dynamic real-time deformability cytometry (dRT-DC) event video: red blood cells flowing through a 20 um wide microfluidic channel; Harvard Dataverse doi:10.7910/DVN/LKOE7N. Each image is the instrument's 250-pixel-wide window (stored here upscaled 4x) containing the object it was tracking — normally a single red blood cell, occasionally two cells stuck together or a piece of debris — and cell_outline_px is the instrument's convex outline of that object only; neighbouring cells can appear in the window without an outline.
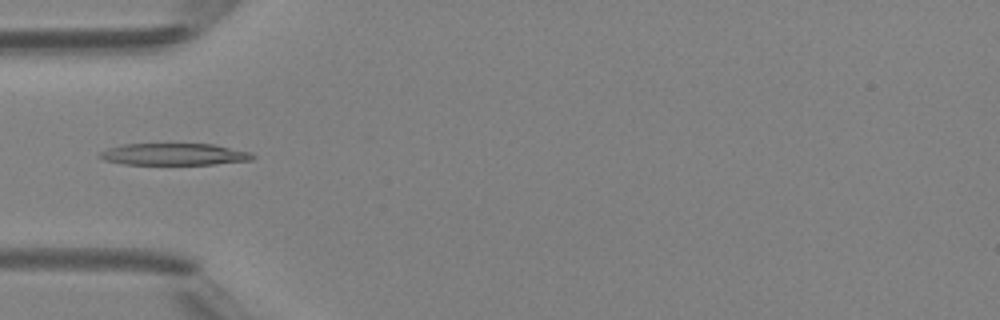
{"species": "Egyptian fruit bat (a non-hibernating species)", "species_latin": "Rousettus aegyptiacus", "temperature_condition": "room temperature", "stored_images_in_passage": 5, "camera_frame_rate_fps": 3000, "um_per_image_px": 0.085, "animal": {"sex": "female"}, "frame": {"image": 1, "passage_image": 5, "time_ms": 4.333, "image_size_px": [1000, 320], "cell_outline_px": [[256, 156], [252, 160], [212, 164], [124, 164], [104, 160], [96, 156], [100, 152], [108, 148], [124, 144], [212, 144], [252, 152]], "centroid_in_image_um": [14.8, 13.11], "position_along_channel_um": 70.2, "area_um2": 19.42}}